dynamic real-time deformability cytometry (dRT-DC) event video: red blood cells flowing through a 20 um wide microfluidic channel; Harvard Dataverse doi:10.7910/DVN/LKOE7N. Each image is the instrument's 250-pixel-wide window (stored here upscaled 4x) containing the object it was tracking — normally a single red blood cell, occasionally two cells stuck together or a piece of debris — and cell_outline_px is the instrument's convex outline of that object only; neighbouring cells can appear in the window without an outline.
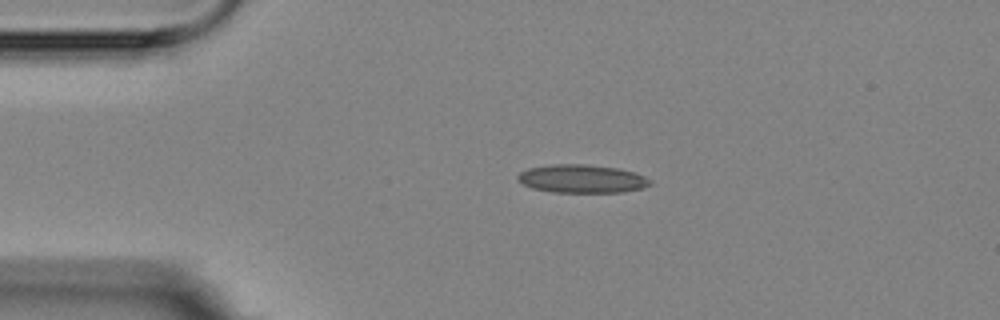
{"species": "Egyptian fruit bat (a non-hibernating species)", "species_latin": "Rousettus aegyptiacus", "temperature_condition": "room temperature", "stored_images_in_passage": 3, "camera_frame_rate_fps": 3000, "um_per_image_px": 0.085, "animal": {"sex": "female"}, "frame": {"image": 1, "passage_image": 1, "time_ms": 0.0, "image_size_px": [1000, 320], "cell_outline_px": [[652, 184], [644, 188], [620, 192], [552, 192], [532, 188], [524, 184], [516, 176], [520, 172], [528, 168], [552, 164], [588, 164], [620, 168], [636, 172], [652, 180]], "centroid_in_image_um": [49.51, 15.18], "position_along_channel_um": 35.5, "area_um2": 21.96}}
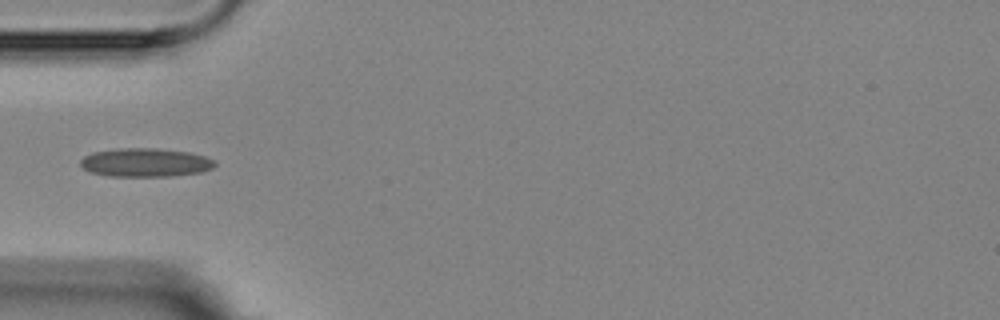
{"frame": {"image": 2, "passage_image": 3, "time_ms": 2.0, "image_size_px": [1000, 320], "cell_outline_px": [[216, 164], [212, 168], [200, 172], [172, 176], [108, 176], [92, 172], [84, 168], [80, 164], [80, 160], [84, 156], [92, 152], [120, 148], [156, 148], [188, 152], [204, 156], [216, 160]], "centroid_in_image_um": [12.36, 13.81], "position_along_channel_um": 72.6, "area_um2": 22.37}}